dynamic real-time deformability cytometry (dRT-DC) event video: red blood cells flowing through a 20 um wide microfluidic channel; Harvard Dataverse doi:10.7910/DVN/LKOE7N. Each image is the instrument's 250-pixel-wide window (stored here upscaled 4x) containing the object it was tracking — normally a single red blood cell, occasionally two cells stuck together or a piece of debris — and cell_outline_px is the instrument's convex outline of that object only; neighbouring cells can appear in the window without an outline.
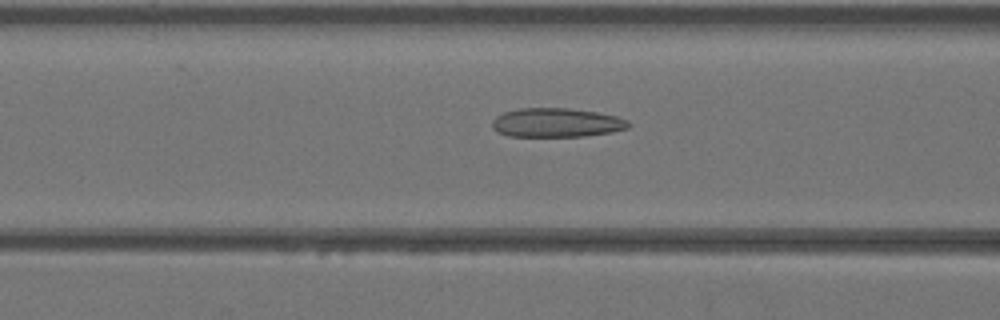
{"species": "Egyptian fruit bat (a non-hibernating species)", "species_latin": "Rousettus aegyptiacus", "temperature_condition": "warm", "stored_images_in_passage": 43, "camera_frame_rate_fps": 3000, "um_per_image_px": 0.085, "animal": {"sex": "female"}, "frame": {"image": 1, "passage_image": 18, "time_ms": 5.667, "image_size_px": [1000, 320], "cell_outline_px": [[632, 124], [628, 128], [612, 132], [584, 136], [508, 136], [496, 132], [492, 128], [492, 120], [496, 116], [504, 112], [520, 108], [568, 108], [596, 112], [616, 116], [628, 120]], "centroid_in_image_um": [47.29, 10.43], "position_along_channel_um": 119.3, "area_um2": 23.18}}
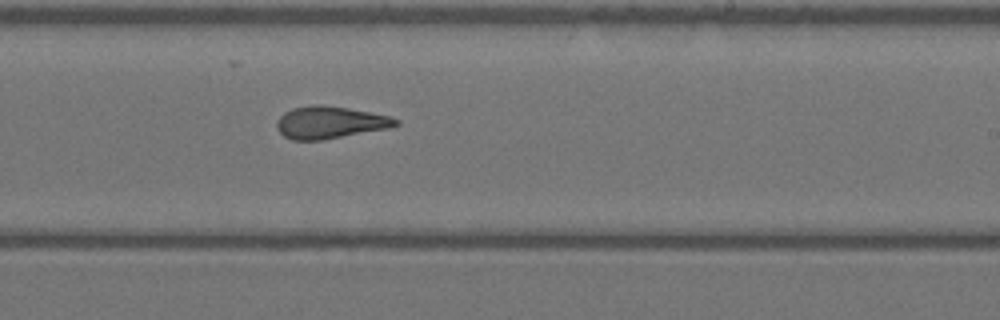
{"frame": {"image": 2, "passage_image": 27, "time_ms": 8.667, "image_size_px": [1000, 320], "cell_outline_px": [[400, 124], [392, 128], [320, 140], [292, 140], [284, 136], [276, 128], [276, 124], [280, 116], [284, 112], [292, 108], [312, 104], [320, 104], [348, 108], [372, 112], [388, 116], [400, 120]], "centroid_in_image_um": [28.06, 10.4], "position_along_channel_um": 260.9, "area_um2": 22.54}}
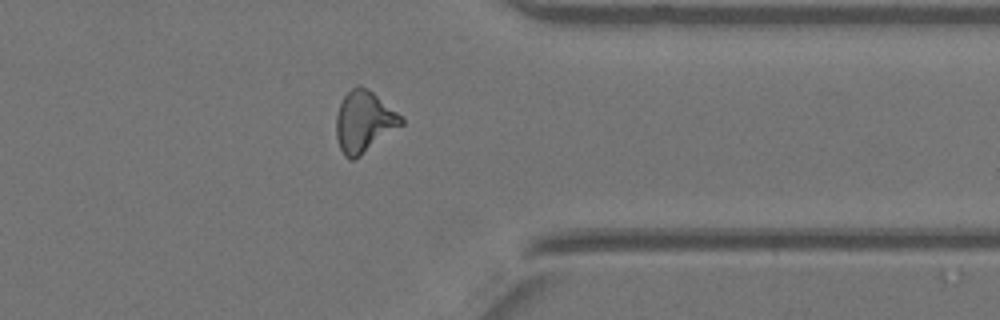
{"frame": {"image": 3, "passage_image": 35, "time_ms": 11.333, "image_size_px": [1000, 320], "cell_outline_px": [[404, 124], [360, 156], [352, 160], [348, 160], [344, 156], [340, 148], [336, 136], [336, 116], [340, 104], [344, 96], [356, 84], [360, 84], [372, 92], [396, 112], [404, 120]], "centroid_in_image_um": [30.92, 10.36], "position_along_channel_um": 380.5, "area_um2": 23.0}}